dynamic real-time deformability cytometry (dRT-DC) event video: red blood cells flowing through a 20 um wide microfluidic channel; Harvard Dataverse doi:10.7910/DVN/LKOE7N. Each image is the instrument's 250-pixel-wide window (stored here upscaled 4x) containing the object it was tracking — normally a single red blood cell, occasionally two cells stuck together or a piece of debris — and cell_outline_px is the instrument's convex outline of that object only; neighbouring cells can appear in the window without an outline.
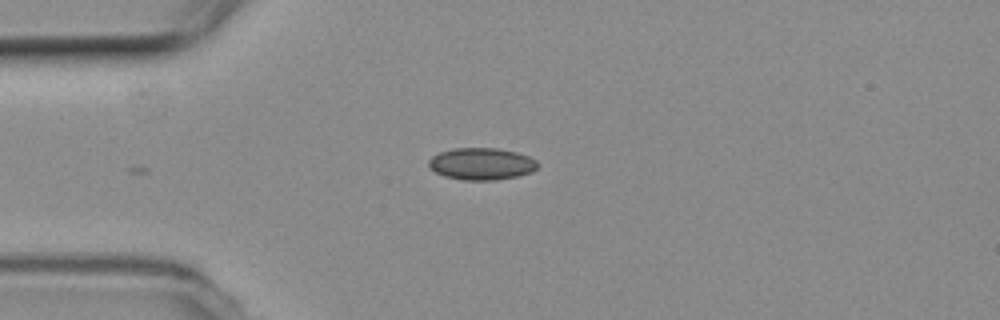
{"species": "common noctule bat (a hibernating species)", "species_latin": "Nyctalus noctula", "temperature_condition": "room temperature", "stored_images_in_passage": 7, "camera_frame_rate_fps": 3000, "um_per_image_px": 0.085, "animal": {"sex": "female", "body_mass_g": 19.3, "forearm_length_mm": 54.1}, "frame": {"image": 1, "passage_image": 1, "time_ms": 0.0, "image_size_px": [1000, 320], "cell_outline_px": [[540, 164], [532, 172], [516, 176], [496, 180], [464, 180], [444, 176], [436, 172], [428, 164], [428, 160], [432, 156], [440, 152], [452, 148], [496, 148], [516, 152], [528, 156], [536, 160]], "centroid_in_image_um": [40.94, 13.92], "position_along_channel_um": 44.1, "area_um2": 20.29}}
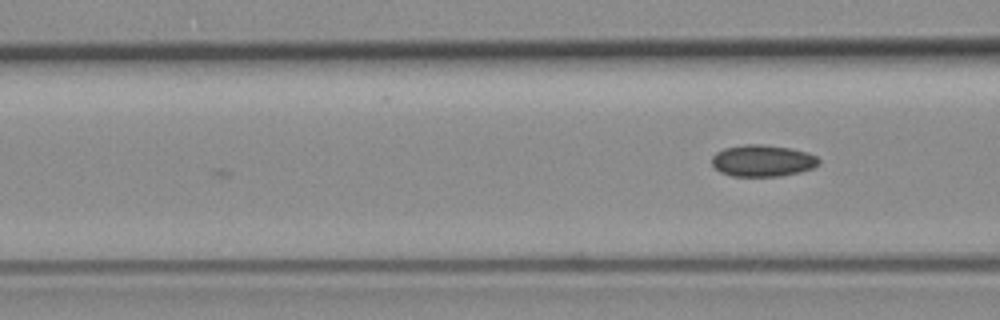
{"frame": {"image": 2, "passage_image": 7, "time_ms": 2.0, "image_size_px": [1000, 320], "cell_outline_px": [[820, 164], [812, 168], [800, 172], [780, 176], [732, 176], [720, 172], [712, 164], [712, 156], [716, 152], [724, 148], [744, 144], [760, 144], [792, 148], [808, 152], [816, 156], [820, 160]], "centroid_in_image_um": [64.83, 13.65], "position_along_channel_um": 101.8, "area_um2": 19.88}}